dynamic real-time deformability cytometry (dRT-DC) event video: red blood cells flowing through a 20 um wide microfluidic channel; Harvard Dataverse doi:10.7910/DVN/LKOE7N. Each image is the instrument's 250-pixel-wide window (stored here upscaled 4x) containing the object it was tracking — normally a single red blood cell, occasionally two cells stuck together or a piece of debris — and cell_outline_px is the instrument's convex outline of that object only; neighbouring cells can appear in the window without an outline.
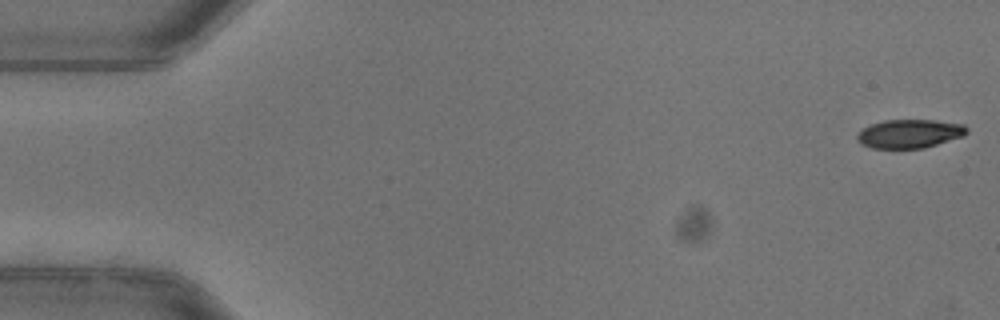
{"species": "common noctule bat (a hibernating species)", "species_latin": "Nyctalus noctula", "temperature_condition": "warm", "stored_images_in_passage": 52, "camera_frame_rate_fps": 3000, "um_per_image_px": 0.085, "animal": {"sex": "female"}, "frame": {"image": 1, "passage_image": 1, "time_ms": 0.0, "image_size_px": [1000, 320], "cell_outline_px": [[968, 132], [964, 136], [924, 148], [872, 148], [860, 144], [856, 136], [864, 128], [872, 124], [884, 120], [936, 120], [964, 124], [968, 128]], "centroid_in_image_um": [77.35, 11.36], "position_along_channel_um": 7.7, "area_um2": 18.32}}
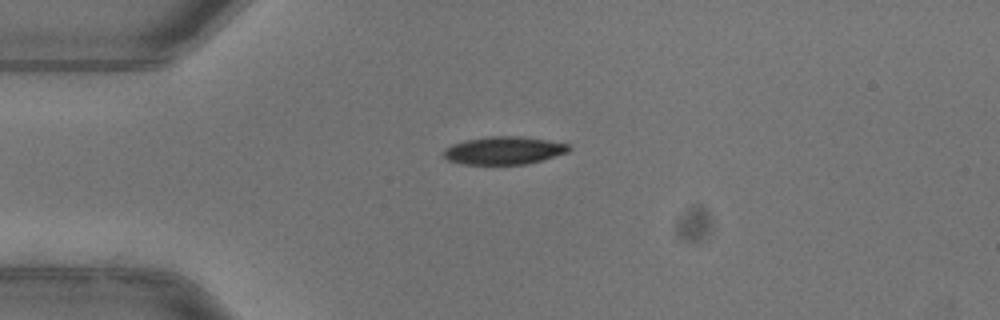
{"frame": {"image": 2, "passage_image": 13, "time_ms": 4.0, "image_size_px": [1000, 320], "cell_outline_px": [[572, 148], [568, 152], [540, 160], [524, 164], [464, 164], [448, 160], [444, 156], [444, 148], [452, 144], [464, 140], [484, 136], [520, 136], [548, 140], [568, 144]], "centroid_in_image_um": [42.81, 12.77], "position_along_channel_um": 42.2, "area_um2": 20.29}}
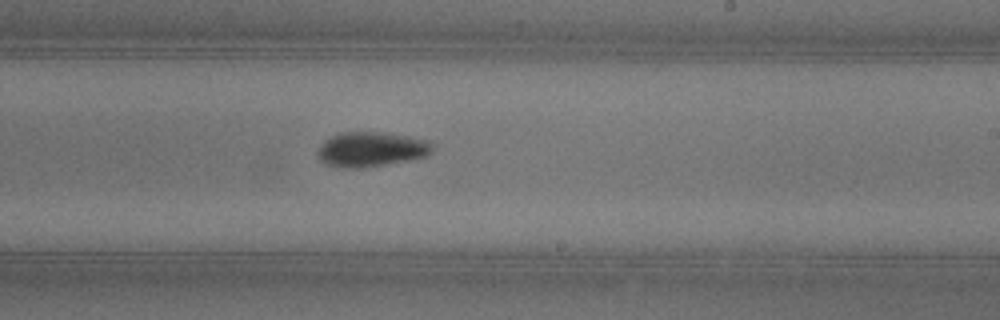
{"frame": {"image": 3, "passage_image": 31, "time_ms": 10.0, "image_size_px": [1000, 320], "cell_outline_px": [[436, 144], [432, 152], [428, 156], [384, 164], [360, 168], [344, 168], [324, 164], [320, 160], [316, 152], [320, 144], [324, 140], [340, 132], [376, 132], [408, 136], [432, 140]], "centroid_in_image_um": [31.57, 12.68], "position_along_channel_um": 257.4, "area_um2": 23.52}, "authors_computed_cell_mechanics": {"area_um2": 21.3282, "velocity_mm_per_s": 3.978, "shape_relaxation_time_tau1_ms": 5.31, "shape_relaxation_time_tau2_ms": 3.5529, "deformation_change_tau1": 0.1714, "deformation_change_tau2": 0.0697}}